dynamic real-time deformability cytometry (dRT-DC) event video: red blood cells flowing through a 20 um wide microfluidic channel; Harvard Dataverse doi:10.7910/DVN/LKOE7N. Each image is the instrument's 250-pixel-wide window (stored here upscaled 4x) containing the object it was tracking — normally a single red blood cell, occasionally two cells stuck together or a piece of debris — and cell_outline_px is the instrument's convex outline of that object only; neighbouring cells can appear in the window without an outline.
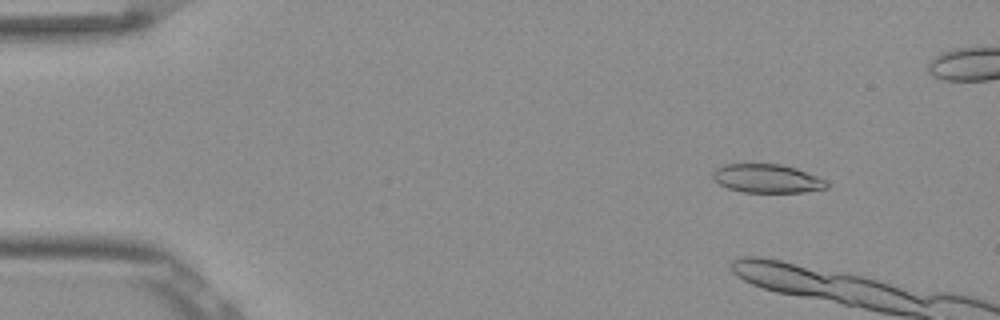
{"species": "Egyptian fruit bat (a non-hibernating species)", "species_latin": "Rousettus aegyptiacus", "temperature_condition": "room temperature", "stored_images_in_passage": 15, "camera_frame_rate_fps": 3000, "um_per_image_px": 0.085, "frame": {"image": 1, "passage_image": 7, "time_ms": 2.0, "image_size_px": [1000, 320], "cell_outline_px": [[828, 188], [804, 192], [744, 192], [728, 188], [712, 180], [712, 172], [716, 168], [724, 164], [780, 164], [796, 168], [828, 180]], "centroid_in_image_um": [65.21, 15.17], "position_along_channel_um": 19.8, "area_um2": 19.13}}